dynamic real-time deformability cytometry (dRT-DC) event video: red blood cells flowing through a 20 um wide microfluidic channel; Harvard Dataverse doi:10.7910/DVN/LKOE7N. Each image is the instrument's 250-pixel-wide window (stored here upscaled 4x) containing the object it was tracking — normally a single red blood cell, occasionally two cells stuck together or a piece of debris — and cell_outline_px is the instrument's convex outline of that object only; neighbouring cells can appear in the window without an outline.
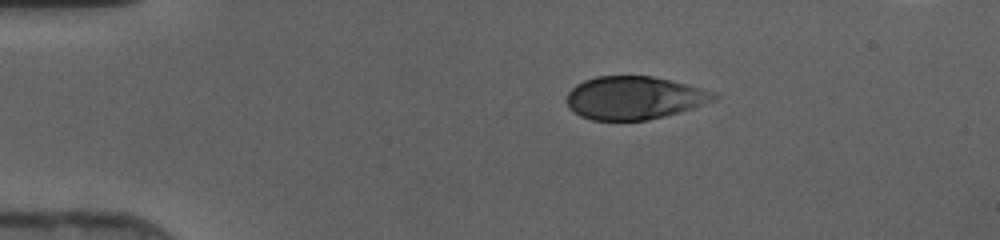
{"species": "human", "species_latin": "Homo sapiens", "temperature_condition": "cold", "stored_images_in_passage": 38, "camera_frame_rate_fps": 3000, "um_per_image_px": 0.085, "donor": {"sex": "female"}, "frame": {"image": 1, "passage_image": 1, "time_ms": 0.0, "image_size_px": [1000, 240], "cell_outline_px": [[720, 96], [716, 100], [692, 108], [664, 116], [648, 120], [592, 120], [580, 116], [568, 108], [564, 100], [568, 92], [576, 84], [584, 80], [596, 76], [652, 76], [716, 92]], "centroid_in_image_um": [53.87, 8.32], "position_along_channel_um": 31.1, "area_um2": 36.99}}
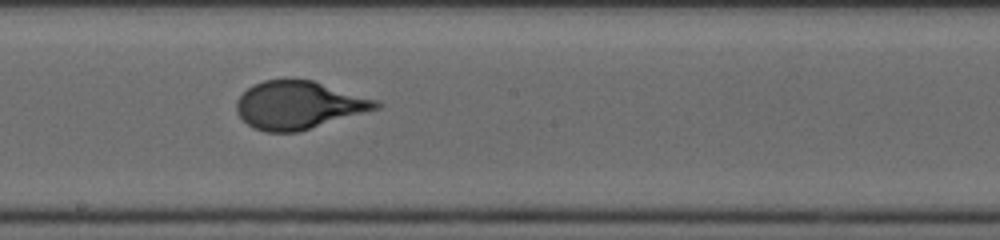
{"frame": {"image": 2, "passage_image": 18, "time_ms": 5.667, "image_size_px": [1000, 240], "cell_outline_px": [[384, 104], [380, 108], [296, 132], [264, 132], [248, 124], [236, 112], [236, 100], [252, 84], [264, 80], [312, 80], [380, 100]], "centroid_in_image_um": [25.42, 8.92], "position_along_channel_um": 222.8, "area_um2": 38.78}}
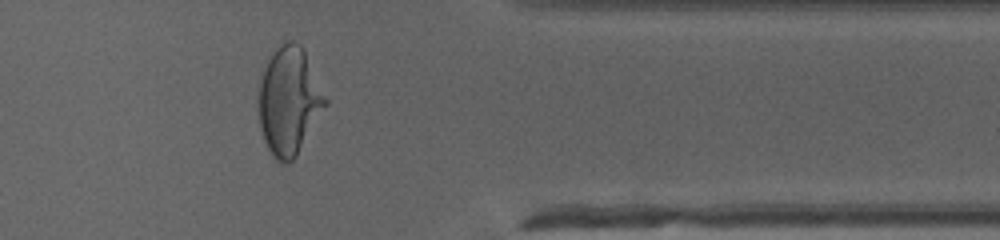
{"frame": {"image": 3, "passage_image": 30, "time_ms": 9.667, "image_size_px": [1000, 240], "cell_outline_px": [[328, 104], [296, 156], [288, 164], [276, 160], [272, 156], [264, 140], [260, 128], [256, 100], [260, 80], [268, 60], [288, 40], [292, 40], [300, 44], [304, 48], [328, 100]], "centroid_in_image_um": [24.57, 8.61], "position_along_channel_um": 386.8, "area_um2": 42.02}}